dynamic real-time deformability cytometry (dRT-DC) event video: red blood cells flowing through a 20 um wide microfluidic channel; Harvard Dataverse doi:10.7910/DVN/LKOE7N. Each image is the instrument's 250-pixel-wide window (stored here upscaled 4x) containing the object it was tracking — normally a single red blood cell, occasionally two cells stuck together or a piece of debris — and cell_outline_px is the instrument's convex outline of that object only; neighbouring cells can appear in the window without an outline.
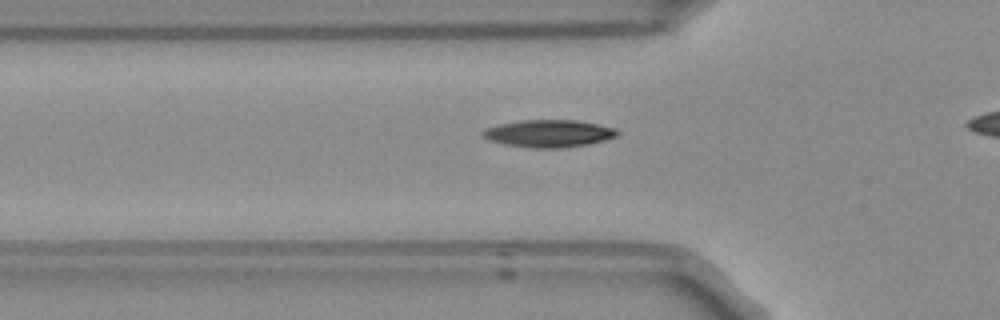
{"species": "Egyptian fruit bat (a non-hibernating species)", "species_latin": "Rousettus aegyptiacus", "temperature_condition": "room temperature", "stored_images_in_passage": 37, "camera_frame_rate_fps": 3000, "um_per_image_px": 0.085, "frame": {"image": 1, "passage_image": 11, "time_ms": 3.333, "image_size_px": [1000, 320], "cell_outline_px": [[620, 132], [616, 136], [604, 140], [588, 144], [560, 148], [532, 148], [504, 144], [488, 140], [480, 136], [480, 132], [484, 128], [500, 124], [520, 120], [576, 120], [616, 128]], "centroid_in_image_um": [46.59, 11.34], "position_along_channel_um": 79.2, "area_um2": 21.56}}
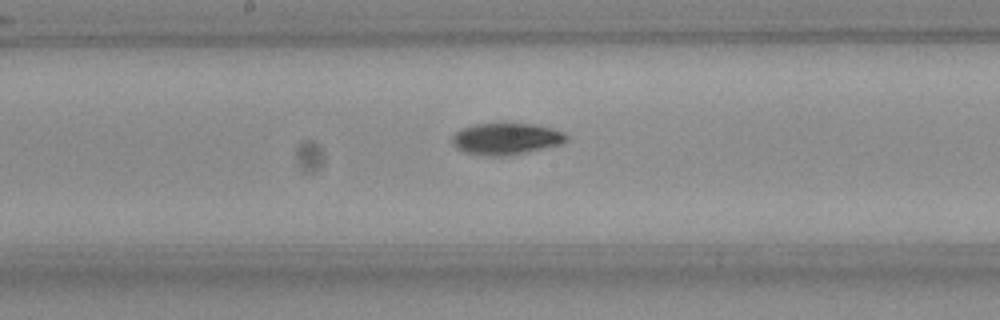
{"frame": {"image": 2, "passage_image": 21, "time_ms": 6.667, "image_size_px": [1000, 320], "cell_outline_px": [[568, 136], [560, 144], [524, 152], [500, 156], [484, 156], [464, 152], [456, 148], [452, 144], [452, 136], [460, 128], [472, 124], [532, 124], [552, 128]], "centroid_in_image_um": [42.92, 11.8], "position_along_channel_um": 205.3, "area_um2": 20.69}}
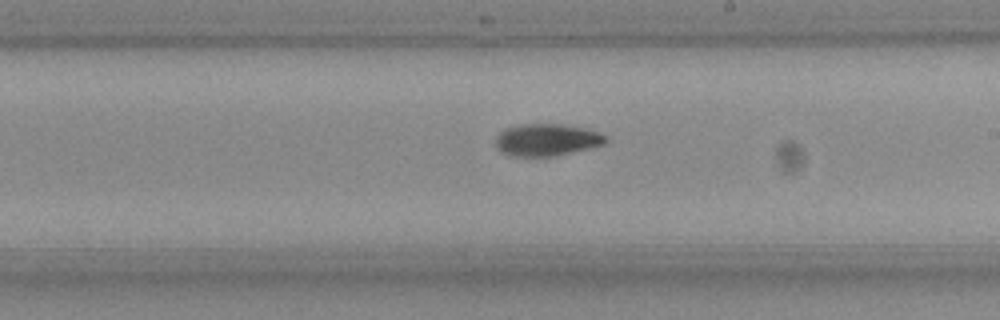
{"frame": {"image": 3, "passage_image": 24, "time_ms": 7.667, "image_size_px": [1000, 320], "cell_outline_px": [[608, 140], [604, 144], [592, 148], [556, 156], [512, 156], [500, 152], [496, 148], [496, 136], [500, 132], [508, 128], [520, 124], [560, 124], [584, 128], [608, 136]], "centroid_in_image_um": [46.48, 11.9], "position_along_channel_um": 242.5, "area_um2": 20.69}}